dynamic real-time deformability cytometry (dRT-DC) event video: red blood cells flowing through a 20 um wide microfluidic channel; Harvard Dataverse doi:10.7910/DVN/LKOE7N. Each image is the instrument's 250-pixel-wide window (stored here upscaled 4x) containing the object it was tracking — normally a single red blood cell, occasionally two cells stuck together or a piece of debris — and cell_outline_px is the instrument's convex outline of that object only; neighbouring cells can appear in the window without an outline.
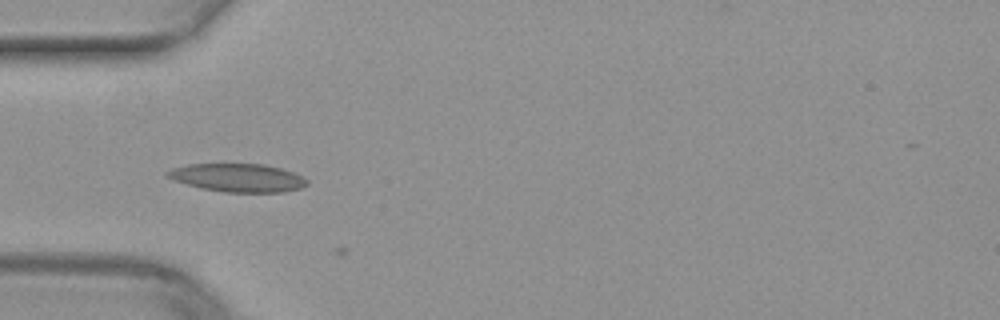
{"species": "common noctule bat (a hibernating species)", "species_latin": "Nyctalus noctula", "temperature_condition": "warm", "stored_images_in_passage": 3, "camera_frame_rate_fps": 3000, "um_per_image_px": 0.085, "animal": {"sex": "female", "body_mass_g": 29.2, "forearm_length_mm": 56.3}, "frame": {"image": 1, "passage_image": 2, "time_ms": 0.333, "image_size_px": [1000, 320], "cell_outline_px": [[308, 184], [300, 188], [284, 192], [224, 192], [200, 188], [164, 176], [164, 172], [172, 168], [188, 164], [264, 164], [280, 168], [304, 176], [308, 180]], "centroid_in_image_um": [20.21, 15.1], "position_along_channel_um": 64.8, "area_um2": 23.0}}